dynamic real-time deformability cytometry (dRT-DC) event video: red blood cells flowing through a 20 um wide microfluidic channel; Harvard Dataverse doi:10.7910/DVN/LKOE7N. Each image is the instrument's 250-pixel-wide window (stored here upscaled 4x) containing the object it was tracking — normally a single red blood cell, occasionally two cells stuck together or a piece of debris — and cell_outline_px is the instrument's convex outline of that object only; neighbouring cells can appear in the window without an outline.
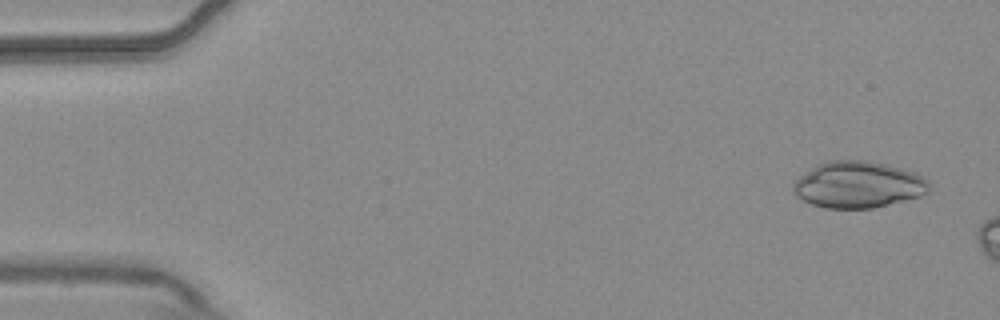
{"species": "common noctule bat (a hibernating species)", "species_latin": "Nyctalus noctula", "temperature_condition": "warm", "stored_images_in_passage": 3, "camera_frame_rate_fps": 3000, "um_per_image_px": 0.085, "animal": {"sex": "male", "body_mass_g": 20.4}, "frame": {"image": 1, "passage_image": 1, "time_ms": 0.0, "image_size_px": [1000, 320], "cell_outline_px": [[928, 188], [920, 196], [872, 208], [824, 208], [812, 204], [796, 196], [792, 192], [792, 184], [800, 176], [816, 164], [828, 160], [868, 160], [916, 172], [924, 176], [928, 180]], "centroid_in_image_um": [72.9, 15.68], "position_along_channel_um": 12.1, "area_um2": 36.76}}